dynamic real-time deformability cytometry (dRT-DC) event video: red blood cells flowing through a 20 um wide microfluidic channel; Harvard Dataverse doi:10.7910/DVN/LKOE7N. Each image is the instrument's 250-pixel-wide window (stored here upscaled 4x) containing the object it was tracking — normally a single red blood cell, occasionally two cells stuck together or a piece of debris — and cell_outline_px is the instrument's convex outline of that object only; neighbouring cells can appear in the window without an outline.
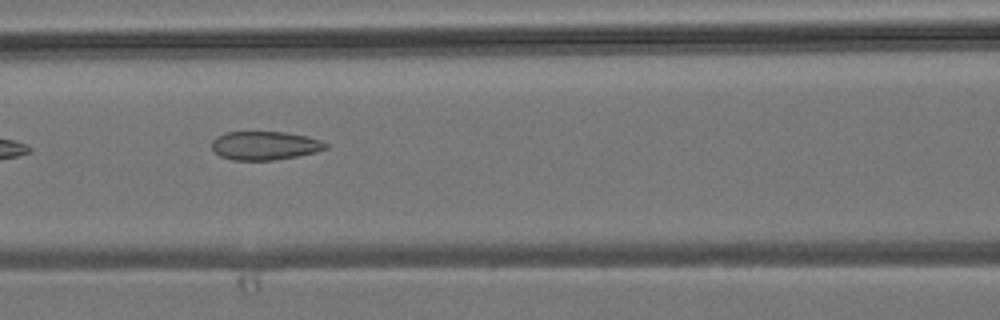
{"species": "common noctule bat (a hibernating species)", "species_latin": "Nyctalus noctula", "temperature_condition": "room temperature", "stored_images_in_passage": 9, "camera_frame_rate_fps": 3000, "um_per_image_px": 0.085, "animal": {"sex": "male", "body_mass_g": 19.2, "forearm_length_mm": 51.8}, "frame": {"image": 1, "passage_image": 7, "time_ms": 8.0, "image_size_px": [1000, 320], "cell_outline_px": [[328, 148], [316, 152], [296, 156], [272, 160], [232, 160], [220, 156], [212, 148], [212, 140], [216, 136], [224, 132], [284, 132], [308, 136], [320, 140], [328, 144]], "centroid_in_image_um": [22.5, 12.37], "position_along_channel_um": 144.1, "area_um2": 19.02}}
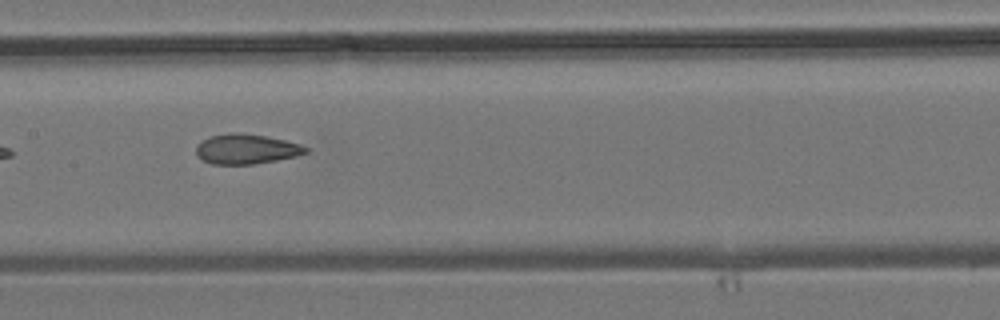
{"frame": {"image": 2, "passage_image": 8, "time_ms": 9.0, "image_size_px": [1000, 320], "cell_outline_px": [[308, 152], [296, 156], [276, 160], [252, 164], [212, 164], [196, 156], [196, 144], [200, 140], [208, 136], [232, 132], [236, 132], [264, 136], [284, 140], [300, 144], [308, 148]], "centroid_in_image_um": [20.88, 12.66], "position_along_channel_um": 186.5, "area_um2": 19.13}}
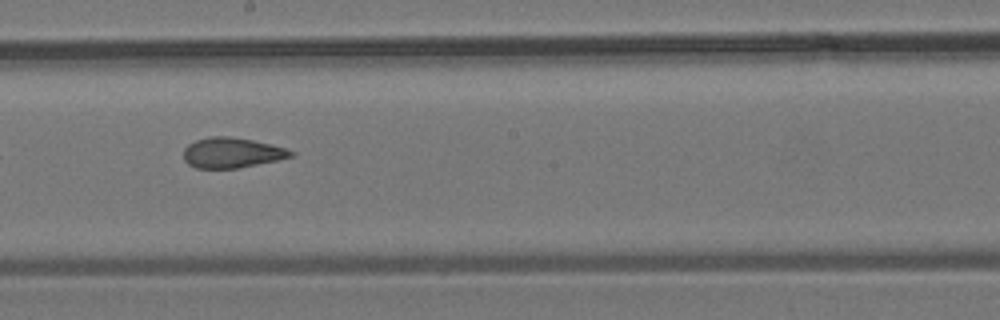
{"frame": {"image": 3, "passage_image": 9, "time_ms": 10.0, "image_size_px": [1000, 320], "cell_outline_px": [[296, 152], [292, 156], [276, 160], [236, 168], [196, 168], [188, 164], [184, 160], [184, 148], [188, 144], [196, 140], [208, 136], [228, 136], [252, 140], [272, 144]], "centroid_in_image_um": [19.67, 12.97], "position_along_channel_um": 228.5, "area_um2": 18.79}}